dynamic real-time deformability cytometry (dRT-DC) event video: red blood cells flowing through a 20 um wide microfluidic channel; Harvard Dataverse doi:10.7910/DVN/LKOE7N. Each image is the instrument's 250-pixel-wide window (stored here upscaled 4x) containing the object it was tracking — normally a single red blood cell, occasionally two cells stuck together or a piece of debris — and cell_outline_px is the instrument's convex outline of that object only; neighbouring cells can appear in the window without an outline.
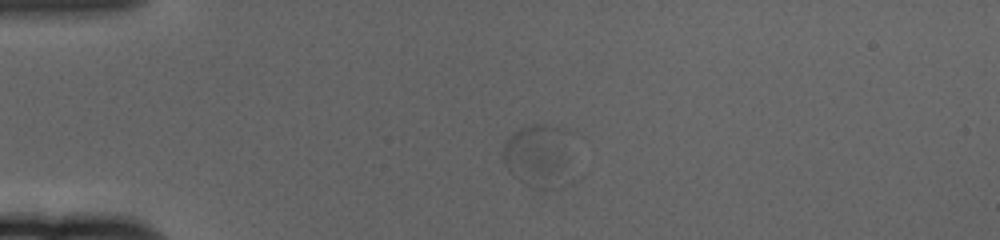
{"species": "human", "species_latin": "Homo sapiens", "temperature_condition": "cold", "stored_images_in_passage": 56, "segment_of_instrument_passage": [2, 2], "camera_frame_rate_fps": 3000, "um_per_image_px": 0.085, "donor": {"sex": "female"}, "frame": {"image": 1, "passage_image": 9, "time_ms": 2.667, "image_size_px": [1000, 240], "cell_outline_px": [[568, 132], [552, 164], [520, 180], [512, 176], [508, 172], [504, 164], [504, 140], [508, 136], [520, 128], [536, 124], [544, 124], [564, 128]], "centroid_in_image_um": [45.24, 12.67], "position_along_channel_um": 39.8, "area_um2": 17.92}}
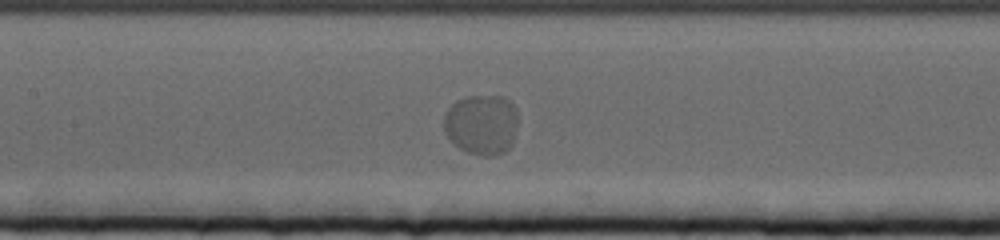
{"frame": {"image": 2, "passage_image": 24, "time_ms": 7.667, "image_size_px": [1000, 240], "cell_outline_px": [[516, 128], [512, 144], [504, 152], [492, 156], [480, 156], [468, 152], [460, 148], [444, 132], [444, 116], [448, 108], [456, 100], [468, 96], [504, 96], [516, 108]], "centroid_in_image_um": [40.93, 10.57], "position_along_channel_um": 166.5, "area_um2": 26.01}}
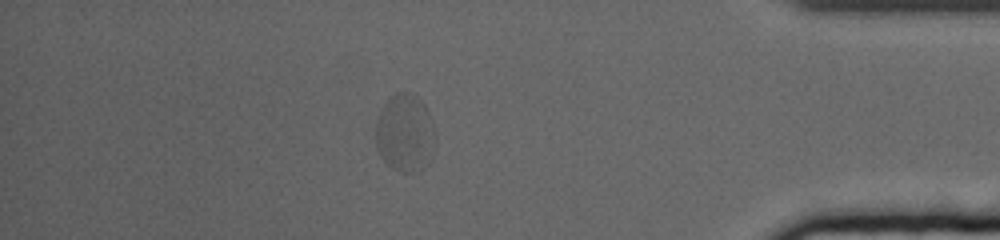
{"frame": {"image": 3, "passage_image": 48, "time_ms": 15.667, "image_size_px": [1000, 240], "cell_outline_px": [[436, 144], [432, 156], [428, 164], [420, 172], [400, 172], [392, 168], [380, 156], [376, 148], [376, 120], [384, 104], [396, 92], [408, 92], [416, 96], [424, 104], [432, 120], [436, 132]], "centroid_in_image_um": [34.46, 11.34], "position_along_channel_um": 400.7, "area_um2": 27.51}}